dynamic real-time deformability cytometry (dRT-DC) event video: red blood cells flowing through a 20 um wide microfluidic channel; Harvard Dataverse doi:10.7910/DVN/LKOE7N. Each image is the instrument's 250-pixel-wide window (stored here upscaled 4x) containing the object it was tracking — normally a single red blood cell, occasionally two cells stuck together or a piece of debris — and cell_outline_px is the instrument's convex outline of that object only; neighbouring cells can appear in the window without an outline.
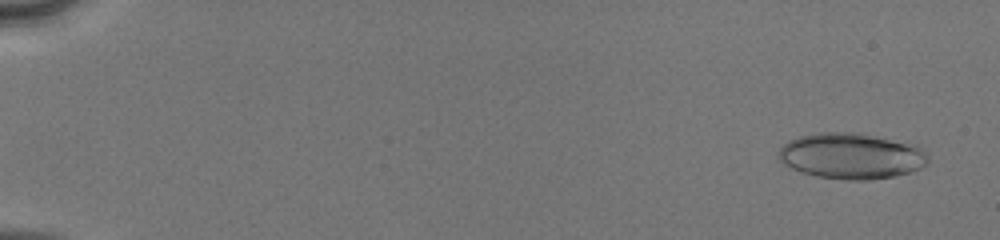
{"species": "human", "species_latin": "Homo sapiens", "temperature_condition": "cold", "stored_images_in_passage": 51, "camera_frame_rate_fps": 3000, "um_per_image_px": 0.085, "donor": {"sex": "male"}, "frame": {"image": 1, "passage_image": 3, "time_ms": 0.667, "image_size_px": [1000, 240], "cell_outline_px": [[928, 164], [912, 172], [896, 176], [868, 180], [848, 180], [816, 176], [800, 172], [784, 164], [776, 156], [780, 148], [788, 140], [800, 136], [816, 132], [860, 132], [916, 144], [928, 156]], "centroid_in_image_um": [72.37, 13.25], "position_along_channel_um": 12.6, "area_um2": 40.52}}
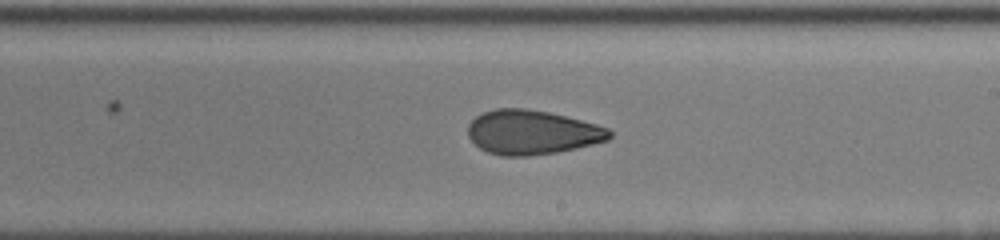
{"frame": {"image": 2, "passage_image": 32, "time_ms": 10.333, "image_size_px": [1000, 240], "cell_outline_px": [[612, 136], [608, 140], [576, 148], [556, 152], [528, 156], [500, 156], [488, 152], [480, 148], [468, 136], [468, 124], [476, 116], [484, 112], [496, 108], [528, 108], [548, 112], [596, 124], [608, 128], [612, 132]], "centroid_in_image_um": [45.21, 11.24], "position_along_channel_um": 243.8, "area_um2": 36.47}}
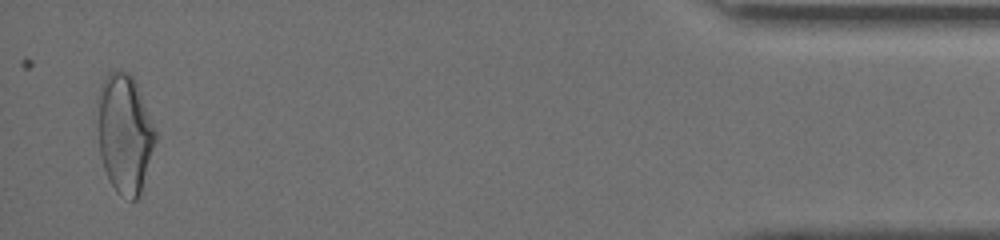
{"frame": {"image": 3, "passage_image": 50, "time_ms": 16.333, "image_size_px": [1000, 240], "cell_outline_px": [[156, 140], [140, 196], [136, 200], [132, 200], [120, 196], [116, 192], [104, 168], [100, 152], [96, 100], [100, 84], [104, 76], [112, 68], [128, 72], [132, 76], [136, 84], [156, 132]], "centroid_in_image_um": [10.57, 11.32], "position_along_channel_um": 424.6, "area_um2": 40.29}, "authors_computed_cell_mechanics": {"area_um2": 37.281, "velocity_mm_per_s": 4.151, "shape_relaxation_time_tau1_ms": 10.8573, "shape_relaxation_time_tau2_ms": 2.058, "deformation_change_tau1": 0.2295, "deformation_change_tau2": 0.0852}}